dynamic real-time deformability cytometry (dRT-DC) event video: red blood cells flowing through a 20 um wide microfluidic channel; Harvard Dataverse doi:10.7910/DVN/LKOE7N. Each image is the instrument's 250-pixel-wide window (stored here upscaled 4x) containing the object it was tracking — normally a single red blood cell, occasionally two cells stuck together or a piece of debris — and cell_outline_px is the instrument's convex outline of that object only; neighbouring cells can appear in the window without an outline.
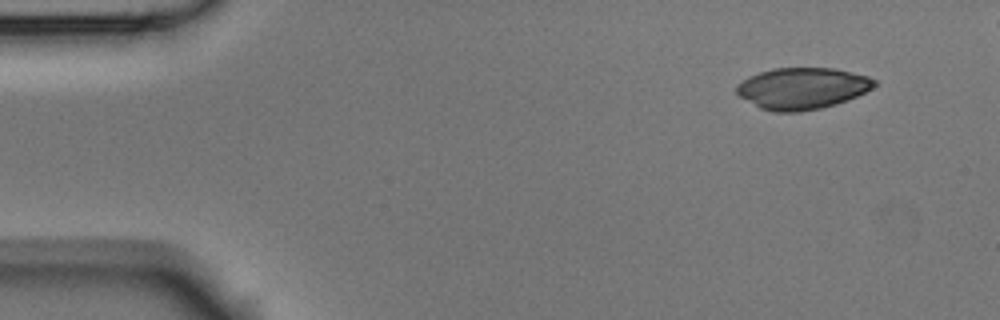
{"species": "Egyptian fruit bat (a non-hibernating species)", "species_latin": "Rousettus aegyptiacus", "temperature_condition": "room temperature", "stored_images_in_passage": 8, "camera_frame_rate_fps": 3000, "um_per_image_px": 0.085, "animal": {"sex": "male"}, "frame": {"image": 1, "passage_image": 1, "time_ms": 0.0, "image_size_px": [1000, 320], "cell_outline_px": [[876, 84], [872, 88], [856, 96], [836, 104], [820, 108], [800, 112], [772, 112], [760, 108], [740, 96], [736, 92], [736, 84], [748, 76], [772, 68], [832, 68], [868, 76], [876, 80]], "centroid_in_image_um": [68.16, 7.51], "position_along_channel_um": 16.8, "area_um2": 33.23}}